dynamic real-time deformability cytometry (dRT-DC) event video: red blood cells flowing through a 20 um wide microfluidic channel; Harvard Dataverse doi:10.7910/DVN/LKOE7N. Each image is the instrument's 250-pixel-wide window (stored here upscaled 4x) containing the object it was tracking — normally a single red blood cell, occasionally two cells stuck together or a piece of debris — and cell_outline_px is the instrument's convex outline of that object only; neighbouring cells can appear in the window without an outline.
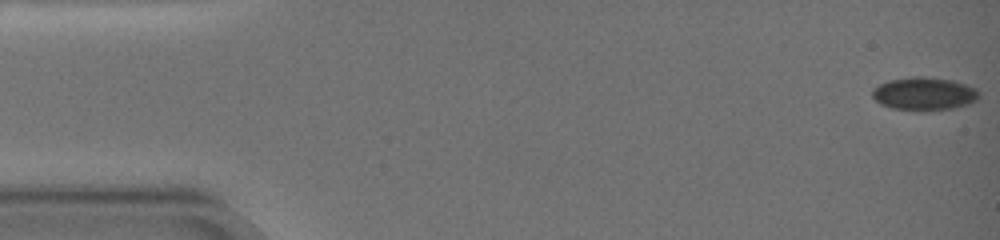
{"species": "common noctule bat (a hibernating species)", "species_latin": "Nyctalus noctula", "temperature_condition": "warm", "stored_images_in_passage": 67, "camera_frame_rate_fps": 3000, "um_per_image_px": 0.085, "animal": {"sex": "female", "body_mass_g": 19.0, "forearm_length_mm": 51.5}, "frame": {"image": 1, "passage_image": 1, "time_ms": 0.0, "image_size_px": [1000, 240], "cell_outline_px": [[980, 96], [976, 100], [968, 104], [952, 108], [924, 112], [920, 112], [892, 108], [880, 104], [872, 96], [872, 88], [888, 80], [912, 76], [924, 76], [952, 80], [976, 88], [980, 92]], "centroid_in_image_um": [78.54, 7.98], "position_along_channel_um": 6.5, "area_um2": 20.92}}
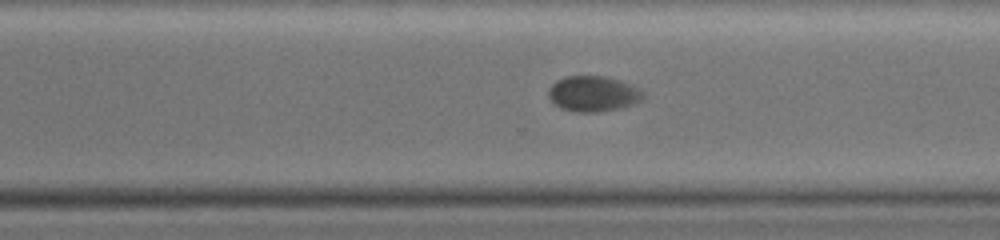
{"frame": {"image": 2, "passage_image": 48, "time_ms": 15.667, "image_size_px": [1000, 240], "cell_outline_px": [[644, 96], [636, 104], [620, 108], [596, 112], [576, 112], [560, 108], [548, 96], [548, 88], [556, 80], [564, 76], [608, 76], [632, 84], [640, 88], [644, 92]], "centroid_in_image_um": [50.44, 7.96], "position_along_channel_um": 320.2, "area_um2": 19.88}}
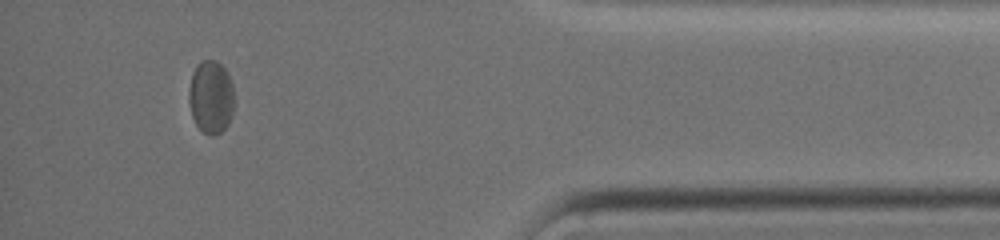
{"frame": {"image": 3, "passage_image": 61, "time_ms": 20.0, "image_size_px": [1000, 240], "cell_outline_px": [[232, 116], [228, 124], [220, 132], [212, 136], [208, 136], [196, 124], [192, 116], [188, 100], [188, 88], [192, 72], [196, 64], [204, 60], [216, 60], [228, 72], [232, 84]], "centroid_in_image_um": [17.9, 8.23], "position_along_channel_um": 417.3, "area_um2": 19.36}}